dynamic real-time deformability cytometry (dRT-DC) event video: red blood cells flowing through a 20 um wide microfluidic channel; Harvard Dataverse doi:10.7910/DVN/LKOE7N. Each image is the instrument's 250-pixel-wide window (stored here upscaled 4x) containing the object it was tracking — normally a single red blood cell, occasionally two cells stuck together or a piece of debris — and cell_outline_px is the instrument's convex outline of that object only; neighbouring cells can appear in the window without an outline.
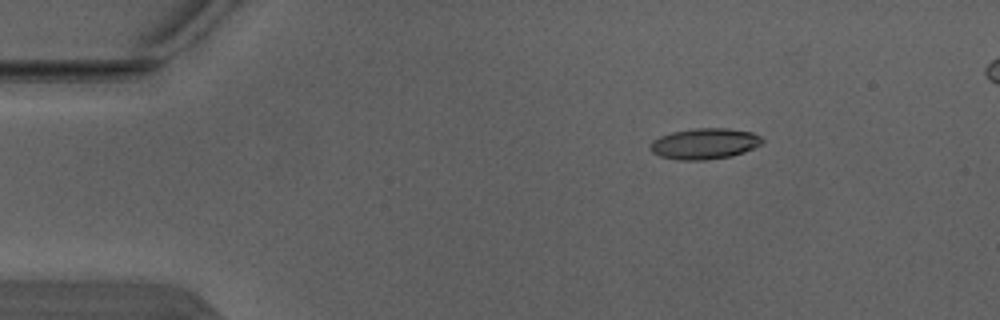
{"species": "Egyptian fruit bat (a non-hibernating species)", "species_latin": "Rousettus aegyptiacus", "temperature_condition": "warm", "stored_images_in_passage": 5, "segment_of_instrument_passage": [1, 2], "camera_frame_rate_fps": 3000, "um_per_image_px": 0.085, "animal": {"sex": "male"}, "frame": {"image": 1, "passage_image": 2, "time_ms": 0.333, "image_size_px": [1000, 320], "cell_outline_px": [[764, 140], [760, 144], [744, 152], [732, 156], [708, 160], [680, 160], [660, 156], [652, 152], [648, 148], [648, 144], [652, 140], [660, 136], [672, 132], [692, 128], [728, 128], [752, 132], [760, 136]], "centroid_in_image_um": [59.85, 12.21], "position_along_channel_um": 25.2, "area_um2": 20.35}}